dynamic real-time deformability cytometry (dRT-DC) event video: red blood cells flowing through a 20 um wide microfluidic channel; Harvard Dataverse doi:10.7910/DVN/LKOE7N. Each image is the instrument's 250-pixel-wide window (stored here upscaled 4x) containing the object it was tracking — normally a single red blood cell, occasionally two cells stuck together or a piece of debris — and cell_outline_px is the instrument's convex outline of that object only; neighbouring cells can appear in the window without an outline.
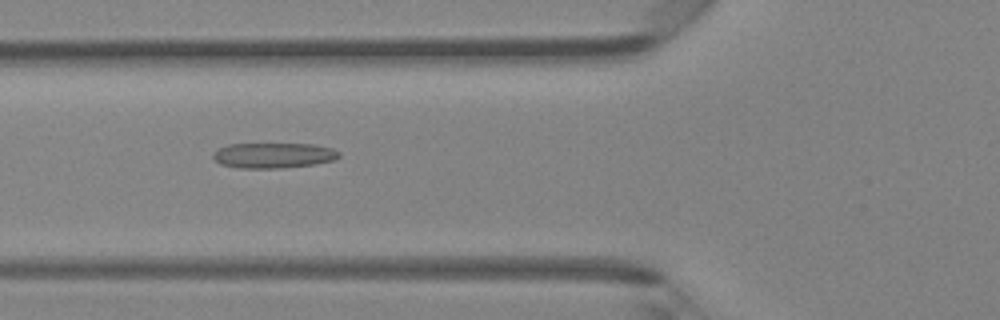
{"species": "Egyptian fruit bat (a non-hibernating species)", "species_latin": "Rousettus aegyptiacus", "temperature_condition": "room temperature", "stored_images_in_passage": 47, "camera_frame_rate_fps": 3000, "um_per_image_px": 0.085, "animal": {"sex": "female"}, "frame": {"image": 1, "passage_image": 17, "time_ms": 5.333, "image_size_px": [1000, 320], "cell_outline_px": [[340, 156], [336, 160], [316, 164], [280, 168], [236, 168], [220, 164], [212, 156], [212, 152], [228, 144], [312, 144], [332, 148], [340, 152]], "centroid_in_image_um": [23.26, 13.21], "position_along_channel_um": 102.5, "area_um2": 18.73}}
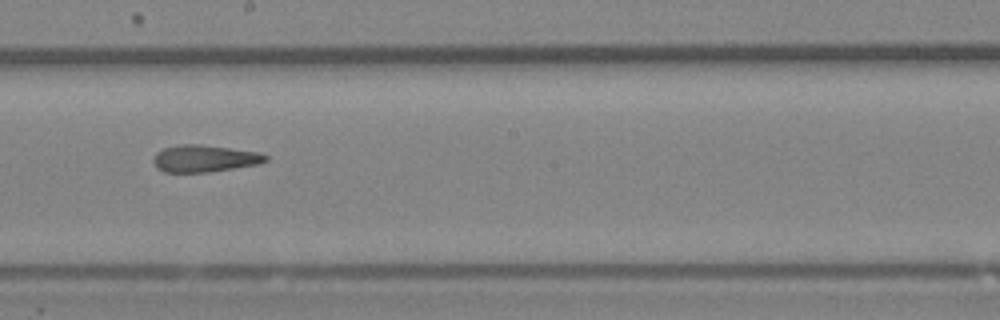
{"frame": {"image": 2, "passage_image": 26, "time_ms": 8.333, "image_size_px": [1000, 320], "cell_outline_px": [[268, 160], [260, 164], [208, 172], [164, 172], [156, 168], [152, 160], [156, 152], [164, 148], [180, 144], [200, 144], [260, 152], [268, 156]], "centroid_in_image_um": [17.38, 13.47], "position_along_channel_um": 230.8, "area_um2": 17.8}}
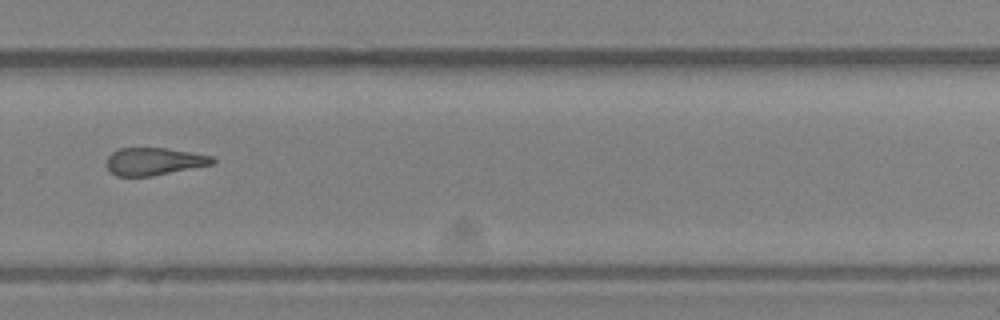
{"frame": {"image": 3, "passage_image": 32, "time_ms": 10.333, "image_size_px": [1000, 320], "cell_outline_px": [[216, 160], [212, 164], [152, 176], [116, 176], [108, 168], [108, 156], [112, 152], [120, 148], [168, 148], [212, 156]], "centroid_in_image_um": [13.1, 13.71], "position_along_channel_um": 316.7, "area_um2": 16.76}, "authors_computed_cell_mechanics": {"area_um2": 18.207, "velocity_mm_per_s": 4.3016, "shape_relaxation_time_tau1_ms": null, "shape_relaxation_time_tau2_ms": 5.549, "deformation_change_tau1": null, "deformation_change_tau2": 0.1954}}